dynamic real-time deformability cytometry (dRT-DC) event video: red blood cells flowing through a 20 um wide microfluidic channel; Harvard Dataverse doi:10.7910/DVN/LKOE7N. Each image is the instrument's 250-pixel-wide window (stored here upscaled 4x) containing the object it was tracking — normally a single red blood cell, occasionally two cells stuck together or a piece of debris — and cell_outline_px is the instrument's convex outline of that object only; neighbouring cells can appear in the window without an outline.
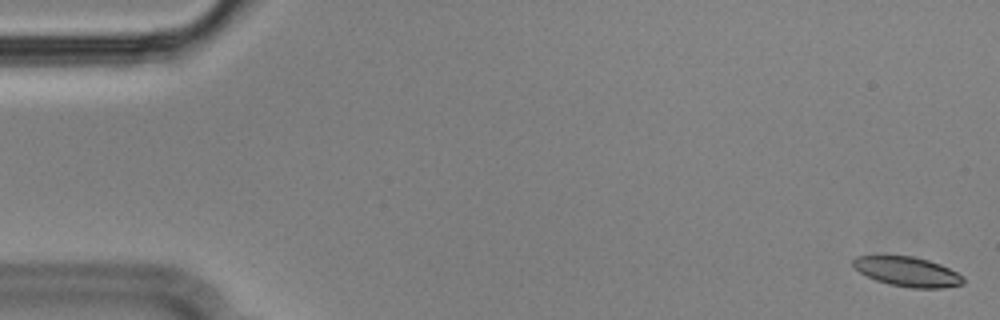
{"species": "Egyptian fruit bat (a non-hibernating species)", "species_latin": "Rousettus aegyptiacus", "temperature_condition": "cold", "stored_images_in_passage": 52, "camera_frame_rate_fps": 3000, "um_per_image_px": 0.085, "animal": {"sex": "male"}, "frame": {"image": 1, "passage_image": 1, "time_ms": 0.0, "image_size_px": [1000, 320], "cell_outline_px": [[964, 284], [944, 288], [912, 288], [888, 284], [876, 280], [860, 272], [852, 264], [852, 260], [856, 256], [912, 256], [928, 260], [940, 264], [964, 276]], "centroid_in_image_um": [77.16, 23.1], "position_along_channel_um": 7.8, "area_um2": 18.96}}
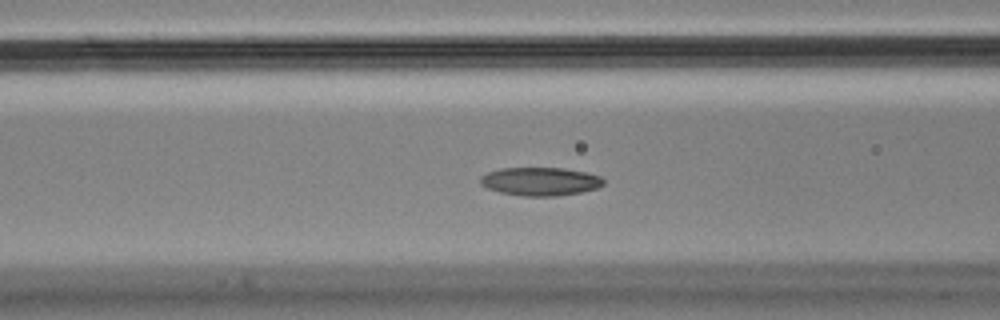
{"frame": {"image": 2, "passage_image": 22, "time_ms": 7.0, "image_size_px": [1000, 320], "cell_outline_px": [[604, 184], [596, 188], [580, 192], [556, 196], [520, 196], [500, 192], [488, 188], [480, 184], [480, 176], [488, 172], [500, 168], [564, 168], [584, 172], [600, 176], [604, 180]], "centroid_in_image_um": [45.9, 15.42], "position_along_channel_um": 120.7, "area_um2": 20.29}}
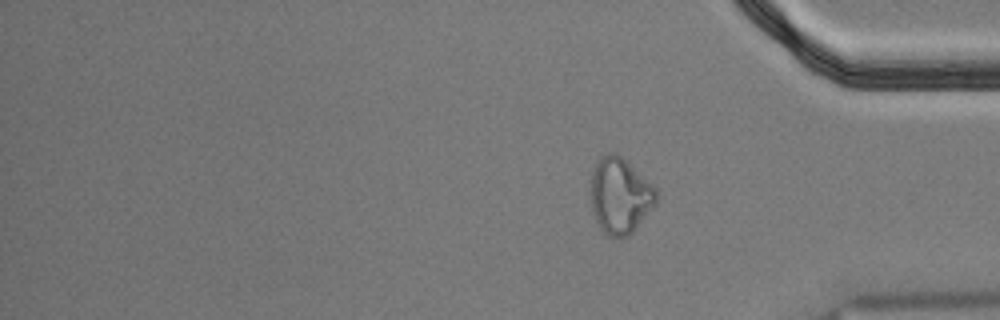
{"frame": {"image": 3, "passage_image": 52, "time_ms": 17.0, "image_size_px": [1000, 320], "cell_outline_px": [[656, 204], [632, 232], [628, 236], [608, 236], [600, 228], [592, 212], [592, 172], [600, 156], [608, 152], [616, 152], [656, 188]], "centroid_in_image_um": [52.69, 16.63], "position_along_channel_um": 382.5, "area_um2": 28.5}, "authors_computed_cell_mechanics": {"area_um2": 20.2878, "velocity_mm_per_s": 3.5461, "shape_relaxation_time_tau1_ms": null, "shape_relaxation_time_tau2_ms": 7.1248, "deformation_change_tau1": null, "deformation_change_tau2": 0.1116}}